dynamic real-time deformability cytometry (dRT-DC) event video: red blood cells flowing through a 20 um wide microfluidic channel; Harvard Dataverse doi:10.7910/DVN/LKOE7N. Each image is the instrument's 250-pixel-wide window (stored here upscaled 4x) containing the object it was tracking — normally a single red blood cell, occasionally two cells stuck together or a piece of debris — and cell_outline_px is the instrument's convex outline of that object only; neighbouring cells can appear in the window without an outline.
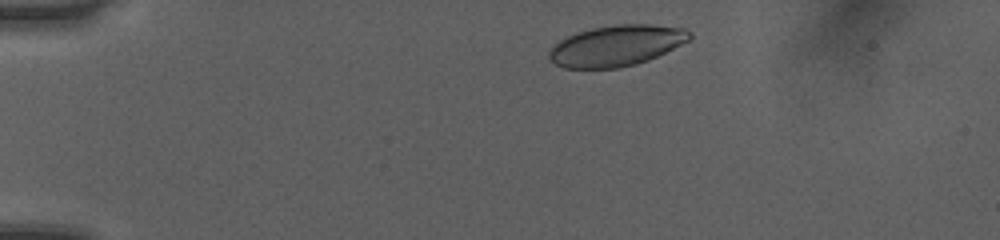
{"species": "human", "species_latin": "Homo sapiens", "temperature_condition": "room temperature", "stored_images_in_passage": 38, "camera_frame_rate_fps": 3000, "um_per_image_px": 0.085, "donor": {"sex": "female"}, "frame": {"image": 1, "passage_image": 3, "time_ms": 0.667, "image_size_px": [1000, 240], "cell_outline_px": [[692, 36], [688, 40], [648, 60], [636, 64], [616, 68], [564, 68], [548, 60], [548, 52], [560, 40], [576, 32], [592, 28], [616, 24], [652, 24], [684, 28], [692, 32]], "centroid_in_image_um": [52.37, 3.87], "position_along_channel_um": 32.6, "area_um2": 33.29}}
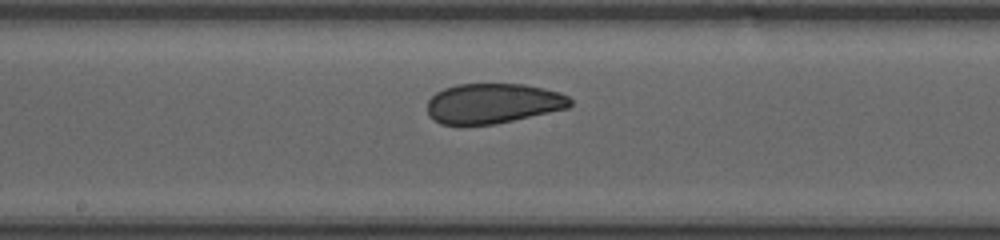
{"frame": {"image": 2, "passage_image": 21, "time_ms": 6.667, "image_size_px": [1000, 240], "cell_outline_px": [[572, 104], [568, 108], [496, 124], [440, 124], [432, 120], [428, 116], [428, 100], [436, 92], [444, 88], [456, 84], [524, 84], [544, 88], [560, 92], [568, 96], [572, 100]], "centroid_in_image_um": [41.9, 8.78], "position_along_channel_um": 206.3, "area_um2": 33.47}}
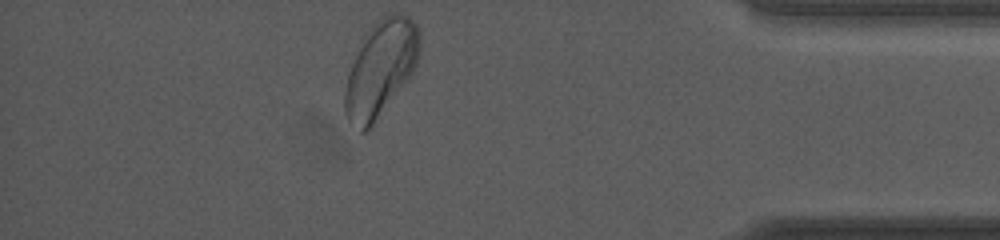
{"frame": {"image": 3, "passage_image": 38, "time_ms": 12.333, "image_size_px": [1000, 240], "cell_outline_px": [[420, 48], [416, 64], [412, 72], [372, 128], [364, 132], [360, 132], [348, 120], [344, 112], [344, 92], [348, 72], [360, 40], [372, 24], [376, 20], [384, 16], [400, 12], [408, 16], [416, 24], [420, 32]], "centroid_in_image_um": [32.33, 5.82], "position_along_channel_um": 402.9, "area_um2": 42.02}, "authors_computed_cell_mechanics": {"area_um2": 34.391, "velocity_mm_per_s": 4.0534, "shape_relaxation_time_tau1_ms": 8.8771, "shape_relaxation_time_tau2_ms": 1.0933, "deformation_change_tau1": 0.1976, "deformation_change_tau2": 0.0568}}